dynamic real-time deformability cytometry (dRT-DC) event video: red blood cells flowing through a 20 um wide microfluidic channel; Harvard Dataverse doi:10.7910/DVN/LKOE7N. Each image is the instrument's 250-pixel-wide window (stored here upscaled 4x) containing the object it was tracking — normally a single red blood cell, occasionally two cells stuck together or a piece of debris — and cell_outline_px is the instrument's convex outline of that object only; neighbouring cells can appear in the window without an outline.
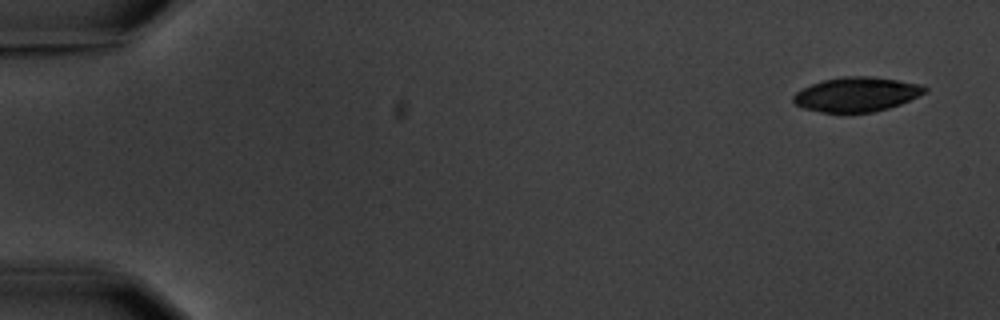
{"species": "common noctule bat (a hibernating species)", "species_latin": "Nyctalus noctula", "temperature_condition": "warm", "stored_images_in_passage": 5, "camera_frame_rate_fps": 3000, "um_per_image_px": 0.085, "animal": {"sex": "male", "body_mass_g": 20.1, "forearm_length_mm": 53.5}, "frame": {"image": 1, "passage_image": 1, "time_ms": 0.0, "image_size_px": [1000, 320], "cell_outline_px": [[928, 92], [900, 104], [888, 108], [872, 112], [820, 112], [804, 108], [796, 104], [792, 100], [792, 96], [796, 92], [812, 84], [824, 80], [844, 76], [868, 76], [896, 80], [920, 84], [928, 88]], "centroid_in_image_um": [72.82, 8.02], "position_along_channel_um": 12.2, "area_um2": 26.18}}
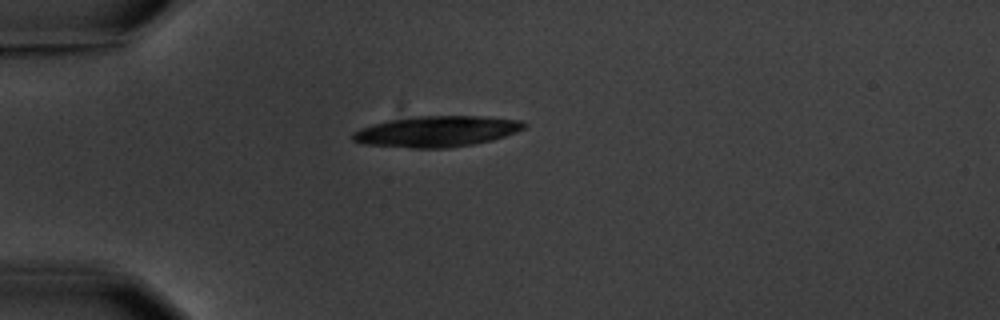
{"frame": {"image": 2, "passage_image": 5, "time_ms": 4.333, "image_size_px": [1000, 320], "cell_outline_px": [[528, 124], [524, 128], [516, 132], [492, 140], [472, 144], [448, 148], [412, 148], [364, 144], [352, 140], [352, 132], [360, 128], [372, 124], [388, 120], [416, 116], [480, 116], [520, 120]], "centroid_in_image_um": [37.09, 11.17], "position_along_channel_um": 47.9, "area_um2": 30.81}}